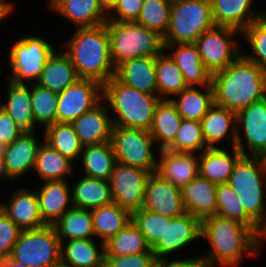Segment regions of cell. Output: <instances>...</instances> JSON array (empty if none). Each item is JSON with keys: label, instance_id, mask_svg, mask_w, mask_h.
<instances>
[{"label": "cell", "instance_id": "1", "mask_svg": "<svg viewBox=\"0 0 266 267\" xmlns=\"http://www.w3.org/2000/svg\"><path fill=\"white\" fill-rule=\"evenodd\" d=\"M202 238L211 245L202 254L209 267H240L247 256L258 257L263 250V240L249 226L217 215L201 221Z\"/></svg>", "mask_w": 266, "mask_h": 267}, {"label": "cell", "instance_id": "2", "mask_svg": "<svg viewBox=\"0 0 266 267\" xmlns=\"http://www.w3.org/2000/svg\"><path fill=\"white\" fill-rule=\"evenodd\" d=\"M211 84L214 104L235 113L266 98V72L242 54L212 74Z\"/></svg>", "mask_w": 266, "mask_h": 267}, {"label": "cell", "instance_id": "3", "mask_svg": "<svg viewBox=\"0 0 266 267\" xmlns=\"http://www.w3.org/2000/svg\"><path fill=\"white\" fill-rule=\"evenodd\" d=\"M61 47L79 78L92 79L103 85L115 76L106 23L96 27H75V32Z\"/></svg>", "mask_w": 266, "mask_h": 267}, {"label": "cell", "instance_id": "4", "mask_svg": "<svg viewBox=\"0 0 266 267\" xmlns=\"http://www.w3.org/2000/svg\"><path fill=\"white\" fill-rule=\"evenodd\" d=\"M158 95L140 92L115 76L103 84V101L113 126L149 131L159 102Z\"/></svg>", "mask_w": 266, "mask_h": 267}, {"label": "cell", "instance_id": "5", "mask_svg": "<svg viewBox=\"0 0 266 267\" xmlns=\"http://www.w3.org/2000/svg\"><path fill=\"white\" fill-rule=\"evenodd\" d=\"M245 213L266 232V166L261 157L243 156L229 181Z\"/></svg>", "mask_w": 266, "mask_h": 267}, {"label": "cell", "instance_id": "6", "mask_svg": "<svg viewBox=\"0 0 266 267\" xmlns=\"http://www.w3.org/2000/svg\"><path fill=\"white\" fill-rule=\"evenodd\" d=\"M106 29L115 67L127 59L156 57L165 50L163 37L136 21H107Z\"/></svg>", "mask_w": 266, "mask_h": 267}, {"label": "cell", "instance_id": "7", "mask_svg": "<svg viewBox=\"0 0 266 267\" xmlns=\"http://www.w3.org/2000/svg\"><path fill=\"white\" fill-rule=\"evenodd\" d=\"M41 35H27L19 37L8 51V74L6 78L16 84L36 83L48 58L56 47Z\"/></svg>", "mask_w": 266, "mask_h": 267}, {"label": "cell", "instance_id": "8", "mask_svg": "<svg viewBox=\"0 0 266 267\" xmlns=\"http://www.w3.org/2000/svg\"><path fill=\"white\" fill-rule=\"evenodd\" d=\"M215 26L210 0H178L172 2L169 27L164 45L195 43Z\"/></svg>", "mask_w": 266, "mask_h": 267}, {"label": "cell", "instance_id": "9", "mask_svg": "<svg viewBox=\"0 0 266 267\" xmlns=\"http://www.w3.org/2000/svg\"><path fill=\"white\" fill-rule=\"evenodd\" d=\"M61 241L53 225L22 230L10 258L25 267H50L61 259Z\"/></svg>", "mask_w": 266, "mask_h": 267}, {"label": "cell", "instance_id": "10", "mask_svg": "<svg viewBox=\"0 0 266 267\" xmlns=\"http://www.w3.org/2000/svg\"><path fill=\"white\" fill-rule=\"evenodd\" d=\"M238 35L241 32L237 29L214 26L195 41L201 61L211 74L224 70L241 54Z\"/></svg>", "mask_w": 266, "mask_h": 267}, {"label": "cell", "instance_id": "11", "mask_svg": "<svg viewBox=\"0 0 266 267\" xmlns=\"http://www.w3.org/2000/svg\"><path fill=\"white\" fill-rule=\"evenodd\" d=\"M110 142L116 162L156 172L155 146L149 131L113 126Z\"/></svg>", "mask_w": 266, "mask_h": 267}, {"label": "cell", "instance_id": "12", "mask_svg": "<svg viewBox=\"0 0 266 267\" xmlns=\"http://www.w3.org/2000/svg\"><path fill=\"white\" fill-rule=\"evenodd\" d=\"M235 147L244 156L262 157L266 152V98L236 113Z\"/></svg>", "mask_w": 266, "mask_h": 267}, {"label": "cell", "instance_id": "13", "mask_svg": "<svg viewBox=\"0 0 266 267\" xmlns=\"http://www.w3.org/2000/svg\"><path fill=\"white\" fill-rule=\"evenodd\" d=\"M150 174L140 167L116 162L109 179L113 203L130 213L140 210Z\"/></svg>", "mask_w": 266, "mask_h": 267}, {"label": "cell", "instance_id": "14", "mask_svg": "<svg viewBox=\"0 0 266 267\" xmlns=\"http://www.w3.org/2000/svg\"><path fill=\"white\" fill-rule=\"evenodd\" d=\"M103 100V85L92 79H78L58 93L56 122L72 123Z\"/></svg>", "mask_w": 266, "mask_h": 267}, {"label": "cell", "instance_id": "15", "mask_svg": "<svg viewBox=\"0 0 266 267\" xmlns=\"http://www.w3.org/2000/svg\"><path fill=\"white\" fill-rule=\"evenodd\" d=\"M201 240V221L190 213L177 217L166 216V230L151 247L157 259L182 252L186 246ZM175 253V254H174Z\"/></svg>", "mask_w": 266, "mask_h": 267}, {"label": "cell", "instance_id": "16", "mask_svg": "<svg viewBox=\"0 0 266 267\" xmlns=\"http://www.w3.org/2000/svg\"><path fill=\"white\" fill-rule=\"evenodd\" d=\"M142 209L154 213L177 217L186 213L181 188L153 172L148 177Z\"/></svg>", "mask_w": 266, "mask_h": 267}, {"label": "cell", "instance_id": "17", "mask_svg": "<svg viewBox=\"0 0 266 267\" xmlns=\"http://www.w3.org/2000/svg\"><path fill=\"white\" fill-rule=\"evenodd\" d=\"M38 135L37 131L23 132L15 141L5 146V167L13 182H18L17 179L33 172L38 149L44 141V136L40 138Z\"/></svg>", "mask_w": 266, "mask_h": 267}, {"label": "cell", "instance_id": "18", "mask_svg": "<svg viewBox=\"0 0 266 267\" xmlns=\"http://www.w3.org/2000/svg\"><path fill=\"white\" fill-rule=\"evenodd\" d=\"M46 6L77 28L96 27L108 20L100 0H48Z\"/></svg>", "mask_w": 266, "mask_h": 267}, {"label": "cell", "instance_id": "19", "mask_svg": "<svg viewBox=\"0 0 266 267\" xmlns=\"http://www.w3.org/2000/svg\"><path fill=\"white\" fill-rule=\"evenodd\" d=\"M8 202L3 200L2 211L21 229L30 230L46 226L39 211V201L36 191L20 185L13 189Z\"/></svg>", "mask_w": 266, "mask_h": 267}, {"label": "cell", "instance_id": "20", "mask_svg": "<svg viewBox=\"0 0 266 267\" xmlns=\"http://www.w3.org/2000/svg\"><path fill=\"white\" fill-rule=\"evenodd\" d=\"M71 124L83 146L98 145L111 139L112 117L103 100Z\"/></svg>", "mask_w": 266, "mask_h": 267}, {"label": "cell", "instance_id": "21", "mask_svg": "<svg viewBox=\"0 0 266 267\" xmlns=\"http://www.w3.org/2000/svg\"><path fill=\"white\" fill-rule=\"evenodd\" d=\"M40 185L36 194L41 218L46 225H54L73 206L71 185L67 180L45 181Z\"/></svg>", "mask_w": 266, "mask_h": 267}, {"label": "cell", "instance_id": "22", "mask_svg": "<svg viewBox=\"0 0 266 267\" xmlns=\"http://www.w3.org/2000/svg\"><path fill=\"white\" fill-rule=\"evenodd\" d=\"M215 26H226L242 32L266 10H254L255 0H210ZM265 11V12H264Z\"/></svg>", "mask_w": 266, "mask_h": 267}, {"label": "cell", "instance_id": "23", "mask_svg": "<svg viewBox=\"0 0 266 267\" xmlns=\"http://www.w3.org/2000/svg\"><path fill=\"white\" fill-rule=\"evenodd\" d=\"M205 144L208 148L221 147L229 142L235 147L236 113L214 104L200 120Z\"/></svg>", "mask_w": 266, "mask_h": 267}, {"label": "cell", "instance_id": "24", "mask_svg": "<svg viewBox=\"0 0 266 267\" xmlns=\"http://www.w3.org/2000/svg\"><path fill=\"white\" fill-rule=\"evenodd\" d=\"M206 148L199 154V175L215 184L228 183L237 162L244 156L236 147ZM232 153V154H231Z\"/></svg>", "mask_w": 266, "mask_h": 267}, {"label": "cell", "instance_id": "25", "mask_svg": "<svg viewBox=\"0 0 266 267\" xmlns=\"http://www.w3.org/2000/svg\"><path fill=\"white\" fill-rule=\"evenodd\" d=\"M218 185L200 175L181 188L182 200L187 213L203 219L216 215Z\"/></svg>", "mask_w": 266, "mask_h": 267}, {"label": "cell", "instance_id": "26", "mask_svg": "<svg viewBox=\"0 0 266 267\" xmlns=\"http://www.w3.org/2000/svg\"><path fill=\"white\" fill-rule=\"evenodd\" d=\"M165 51L177 63L188 86H209L212 74L201 61L195 43L164 45Z\"/></svg>", "mask_w": 266, "mask_h": 267}, {"label": "cell", "instance_id": "27", "mask_svg": "<svg viewBox=\"0 0 266 267\" xmlns=\"http://www.w3.org/2000/svg\"><path fill=\"white\" fill-rule=\"evenodd\" d=\"M115 77L140 92L158 95L155 57L127 59L115 67Z\"/></svg>", "mask_w": 266, "mask_h": 267}, {"label": "cell", "instance_id": "28", "mask_svg": "<svg viewBox=\"0 0 266 267\" xmlns=\"http://www.w3.org/2000/svg\"><path fill=\"white\" fill-rule=\"evenodd\" d=\"M6 100L0 101L2 107L15 121L23 132L39 131L33 116L31 103L30 84H16L10 80L6 81Z\"/></svg>", "mask_w": 266, "mask_h": 267}, {"label": "cell", "instance_id": "29", "mask_svg": "<svg viewBox=\"0 0 266 267\" xmlns=\"http://www.w3.org/2000/svg\"><path fill=\"white\" fill-rule=\"evenodd\" d=\"M78 79L80 78L71 59L61 48L59 51L55 50L48 58L36 84L53 92L61 93Z\"/></svg>", "mask_w": 266, "mask_h": 267}, {"label": "cell", "instance_id": "30", "mask_svg": "<svg viewBox=\"0 0 266 267\" xmlns=\"http://www.w3.org/2000/svg\"><path fill=\"white\" fill-rule=\"evenodd\" d=\"M80 175L76 182H70L74 207L91 210L113 203L109 181Z\"/></svg>", "mask_w": 266, "mask_h": 267}, {"label": "cell", "instance_id": "31", "mask_svg": "<svg viewBox=\"0 0 266 267\" xmlns=\"http://www.w3.org/2000/svg\"><path fill=\"white\" fill-rule=\"evenodd\" d=\"M75 164L43 141L37 152L33 173L36 172L41 182L68 180L67 177L76 173Z\"/></svg>", "mask_w": 266, "mask_h": 267}, {"label": "cell", "instance_id": "32", "mask_svg": "<svg viewBox=\"0 0 266 267\" xmlns=\"http://www.w3.org/2000/svg\"><path fill=\"white\" fill-rule=\"evenodd\" d=\"M93 239L61 241V260L73 267H104V242Z\"/></svg>", "mask_w": 266, "mask_h": 267}, {"label": "cell", "instance_id": "33", "mask_svg": "<svg viewBox=\"0 0 266 267\" xmlns=\"http://www.w3.org/2000/svg\"><path fill=\"white\" fill-rule=\"evenodd\" d=\"M183 119L200 121L214 105L212 84L188 86L170 99Z\"/></svg>", "mask_w": 266, "mask_h": 267}, {"label": "cell", "instance_id": "34", "mask_svg": "<svg viewBox=\"0 0 266 267\" xmlns=\"http://www.w3.org/2000/svg\"><path fill=\"white\" fill-rule=\"evenodd\" d=\"M79 162L82 175L109 181L116 163L111 142L83 146Z\"/></svg>", "mask_w": 266, "mask_h": 267}, {"label": "cell", "instance_id": "35", "mask_svg": "<svg viewBox=\"0 0 266 267\" xmlns=\"http://www.w3.org/2000/svg\"><path fill=\"white\" fill-rule=\"evenodd\" d=\"M91 214L94 237L102 242H106L131 222V213L116 203L93 208Z\"/></svg>", "mask_w": 266, "mask_h": 267}, {"label": "cell", "instance_id": "36", "mask_svg": "<svg viewBox=\"0 0 266 267\" xmlns=\"http://www.w3.org/2000/svg\"><path fill=\"white\" fill-rule=\"evenodd\" d=\"M53 226L60 241L95 238L90 209L72 206Z\"/></svg>", "mask_w": 266, "mask_h": 267}, {"label": "cell", "instance_id": "37", "mask_svg": "<svg viewBox=\"0 0 266 267\" xmlns=\"http://www.w3.org/2000/svg\"><path fill=\"white\" fill-rule=\"evenodd\" d=\"M155 70L158 96L161 99H171L188 87L177 63L165 50L155 57Z\"/></svg>", "mask_w": 266, "mask_h": 267}, {"label": "cell", "instance_id": "38", "mask_svg": "<svg viewBox=\"0 0 266 267\" xmlns=\"http://www.w3.org/2000/svg\"><path fill=\"white\" fill-rule=\"evenodd\" d=\"M41 132L48 145L78 164L83 145L71 123L55 122Z\"/></svg>", "mask_w": 266, "mask_h": 267}, {"label": "cell", "instance_id": "39", "mask_svg": "<svg viewBox=\"0 0 266 267\" xmlns=\"http://www.w3.org/2000/svg\"><path fill=\"white\" fill-rule=\"evenodd\" d=\"M150 249L144 235L132 221L104 242V256H129L148 252Z\"/></svg>", "mask_w": 266, "mask_h": 267}, {"label": "cell", "instance_id": "40", "mask_svg": "<svg viewBox=\"0 0 266 267\" xmlns=\"http://www.w3.org/2000/svg\"><path fill=\"white\" fill-rule=\"evenodd\" d=\"M216 215L249 226L262 240L264 231L245 213L241 202L229 183L218 184Z\"/></svg>", "mask_w": 266, "mask_h": 267}, {"label": "cell", "instance_id": "41", "mask_svg": "<svg viewBox=\"0 0 266 267\" xmlns=\"http://www.w3.org/2000/svg\"><path fill=\"white\" fill-rule=\"evenodd\" d=\"M156 173L182 188L199 176V154L184 153L181 157L168 160L157 167Z\"/></svg>", "mask_w": 266, "mask_h": 267}, {"label": "cell", "instance_id": "42", "mask_svg": "<svg viewBox=\"0 0 266 267\" xmlns=\"http://www.w3.org/2000/svg\"><path fill=\"white\" fill-rule=\"evenodd\" d=\"M183 118L170 99H162L149 130L153 139L174 140Z\"/></svg>", "mask_w": 266, "mask_h": 267}, {"label": "cell", "instance_id": "43", "mask_svg": "<svg viewBox=\"0 0 266 267\" xmlns=\"http://www.w3.org/2000/svg\"><path fill=\"white\" fill-rule=\"evenodd\" d=\"M241 35L251 50L250 53L241 51V54L266 72V13L254 20Z\"/></svg>", "mask_w": 266, "mask_h": 267}, {"label": "cell", "instance_id": "44", "mask_svg": "<svg viewBox=\"0 0 266 267\" xmlns=\"http://www.w3.org/2000/svg\"><path fill=\"white\" fill-rule=\"evenodd\" d=\"M31 103L36 125L45 129L56 122L58 93L43 88L36 83L30 84Z\"/></svg>", "mask_w": 266, "mask_h": 267}, {"label": "cell", "instance_id": "45", "mask_svg": "<svg viewBox=\"0 0 266 267\" xmlns=\"http://www.w3.org/2000/svg\"><path fill=\"white\" fill-rule=\"evenodd\" d=\"M171 5L168 0H144L136 22L164 37L169 27Z\"/></svg>", "mask_w": 266, "mask_h": 267}, {"label": "cell", "instance_id": "46", "mask_svg": "<svg viewBox=\"0 0 266 267\" xmlns=\"http://www.w3.org/2000/svg\"><path fill=\"white\" fill-rule=\"evenodd\" d=\"M131 221L144 235L146 242L152 247L166 230V215L140 209L131 213Z\"/></svg>", "mask_w": 266, "mask_h": 267}, {"label": "cell", "instance_id": "47", "mask_svg": "<svg viewBox=\"0 0 266 267\" xmlns=\"http://www.w3.org/2000/svg\"><path fill=\"white\" fill-rule=\"evenodd\" d=\"M174 141L185 153L200 154L206 148L201 122L183 119Z\"/></svg>", "mask_w": 266, "mask_h": 267}, {"label": "cell", "instance_id": "48", "mask_svg": "<svg viewBox=\"0 0 266 267\" xmlns=\"http://www.w3.org/2000/svg\"><path fill=\"white\" fill-rule=\"evenodd\" d=\"M21 231L3 211H0V260L10 257Z\"/></svg>", "mask_w": 266, "mask_h": 267}, {"label": "cell", "instance_id": "49", "mask_svg": "<svg viewBox=\"0 0 266 267\" xmlns=\"http://www.w3.org/2000/svg\"><path fill=\"white\" fill-rule=\"evenodd\" d=\"M157 260L150 249L129 256H104V267H156Z\"/></svg>", "mask_w": 266, "mask_h": 267}, {"label": "cell", "instance_id": "50", "mask_svg": "<svg viewBox=\"0 0 266 267\" xmlns=\"http://www.w3.org/2000/svg\"><path fill=\"white\" fill-rule=\"evenodd\" d=\"M144 0H119L108 12L107 21L134 22L140 16Z\"/></svg>", "mask_w": 266, "mask_h": 267}, {"label": "cell", "instance_id": "51", "mask_svg": "<svg viewBox=\"0 0 266 267\" xmlns=\"http://www.w3.org/2000/svg\"><path fill=\"white\" fill-rule=\"evenodd\" d=\"M153 145L159 146H157L159 151L157 148L154 149V151L158 152H154V165L156 168L168 160L181 157L185 153L174 140L153 139Z\"/></svg>", "mask_w": 266, "mask_h": 267}, {"label": "cell", "instance_id": "52", "mask_svg": "<svg viewBox=\"0 0 266 267\" xmlns=\"http://www.w3.org/2000/svg\"><path fill=\"white\" fill-rule=\"evenodd\" d=\"M23 131L17 126L9 114L0 107V141L5 145L15 141Z\"/></svg>", "mask_w": 266, "mask_h": 267}, {"label": "cell", "instance_id": "53", "mask_svg": "<svg viewBox=\"0 0 266 267\" xmlns=\"http://www.w3.org/2000/svg\"><path fill=\"white\" fill-rule=\"evenodd\" d=\"M156 267H209L206 259L200 254L191 258L170 259L169 257L157 260Z\"/></svg>", "mask_w": 266, "mask_h": 267}, {"label": "cell", "instance_id": "54", "mask_svg": "<svg viewBox=\"0 0 266 267\" xmlns=\"http://www.w3.org/2000/svg\"><path fill=\"white\" fill-rule=\"evenodd\" d=\"M16 7V3H14L13 1H9V0H0V22L2 23V21L5 18H8L11 14L14 13V8Z\"/></svg>", "mask_w": 266, "mask_h": 267}, {"label": "cell", "instance_id": "55", "mask_svg": "<svg viewBox=\"0 0 266 267\" xmlns=\"http://www.w3.org/2000/svg\"><path fill=\"white\" fill-rule=\"evenodd\" d=\"M0 181L1 182L5 181L7 184L8 183L11 184V182H13L8 176V173H7V170H6V167H5V161H4L3 154H0ZM0 186H2V185H0Z\"/></svg>", "mask_w": 266, "mask_h": 267}, {"label": "cell", "instance_id": "56", "mask_svg": "<svg viewBox=\"0 0 266 267\" xmlns=\"http://www.w3.org/2000/svg\"><path fill=\"white\" fill-rule=\"evenodd\" d=\"M0 267H25L23 264L17 263L10 257L0 260Z\"/></svg>", "mask_w": 266, "mask_h": 267}, {"label": "cell", "instance_id": "57", "mask_svg": "<svg viewBox=\"0 0 266 267\" xmlns=\"http://www.w3.org/2000/svg\"><path fill=\"white\" fill-rule=\"evenodd\" d=\"M118 1L119 0H100L102 6L107 12H109L117 4Z\"/></svg>", "mask_w": 266, "mask_h": 267}, {"label": "cell", "instance_id": "58", "mask_svg": "<svg viewBox=\"0 0 266 267\" xmlns=\"http://www.w3.org/2000/svg\"><path fill=\"white\" fill-rule=\"evenodd\" d=\"M50 267H73V266H71L70 264H68V263H66L60 259L59 261H57L56 263H54Z\"/></svg>", "mask_w": 266, "mask_h": 267}, {"label": "cell", "instance_id": "59", "mask_svg": "<svg viewBox=\"0 0 266 267\" xmlns=\"http://www.w3.org/2000/svg\"><path fill=\"white\" fill-rule=\"evenodd\" d=\"M5 145L0 141V154H3Z\"/></svg>", "mask_w": 266, "mask_h": 267}, {"label": "cell", "instance_id": "60", "mask_svg": "<svg viewBox=\"0 0 266 267\" xmlns=\"http://www.w3.org/2000/svg\"><path fill=\"white\" fill-rule=\"evenodd\" d=\"M1 188H2V187H0V192L3 191V190H1ZM1 194H2V193H0V197L2 196ZM0 211H2V202H1V199H0Z\"/></svg>", "mask_w": 266, "mask_h": 267}, {"label": "cell", "instance_id": "61", "mask_svg": "<svg viewBox=\"0 0 266 267\" xmlns=\"http://www.w3.org/2000/svg\"><path fill=\"white\" fill-rule=\"evenodd\" d=\"M264 239L266 240V232L264 233V237H263V240H264Z\"/></svg>", "mask_w": 266, "mask_h": 267}]
</instances>
